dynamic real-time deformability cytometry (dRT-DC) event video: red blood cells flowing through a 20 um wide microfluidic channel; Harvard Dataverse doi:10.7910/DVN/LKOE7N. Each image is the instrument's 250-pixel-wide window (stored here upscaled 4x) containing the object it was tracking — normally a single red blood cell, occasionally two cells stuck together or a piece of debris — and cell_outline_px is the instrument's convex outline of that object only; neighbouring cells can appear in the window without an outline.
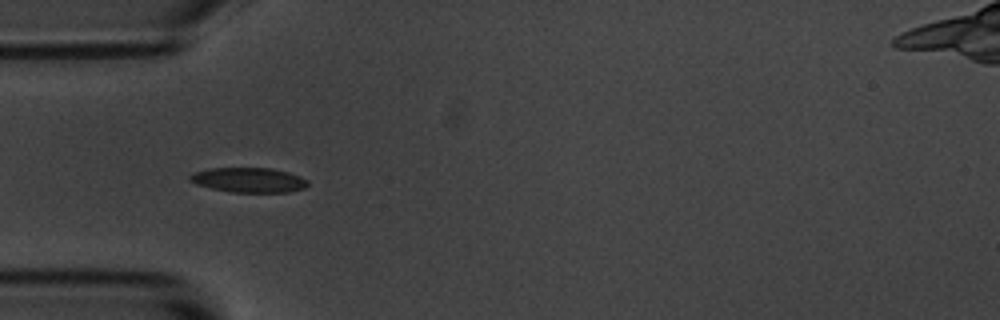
{"species": "common noctule bat (a hibernating species)", "species_latin": "Nyctalus noctula", "temperature_condition": "room temperature", "stored_images_in_passage": 6, "camera_frame_rate_fps": 3000, "um_per_image_px": 0.085, "animal": {"sex": "male", "body_mass_g": 20.1, "forearm_length_mm": 53.5}, "frame": {"image": 1, "passage_image": 5, "time_ms": 4.667, "image_size_px": [1000, 320], "cell_outline_px": [[308, 184], [304, 188], [288, 192], [232, 192], [212, 188], [196, 184], [188, 180], [188, 176], [196, 172], [208, 168], [268, 168], [288, 172], [300, 176], [308, 180]], "centroid_in_image_um": [21.14, 15.3], "position_along_channel_um": 63.9, "area_um2": 16.94}}